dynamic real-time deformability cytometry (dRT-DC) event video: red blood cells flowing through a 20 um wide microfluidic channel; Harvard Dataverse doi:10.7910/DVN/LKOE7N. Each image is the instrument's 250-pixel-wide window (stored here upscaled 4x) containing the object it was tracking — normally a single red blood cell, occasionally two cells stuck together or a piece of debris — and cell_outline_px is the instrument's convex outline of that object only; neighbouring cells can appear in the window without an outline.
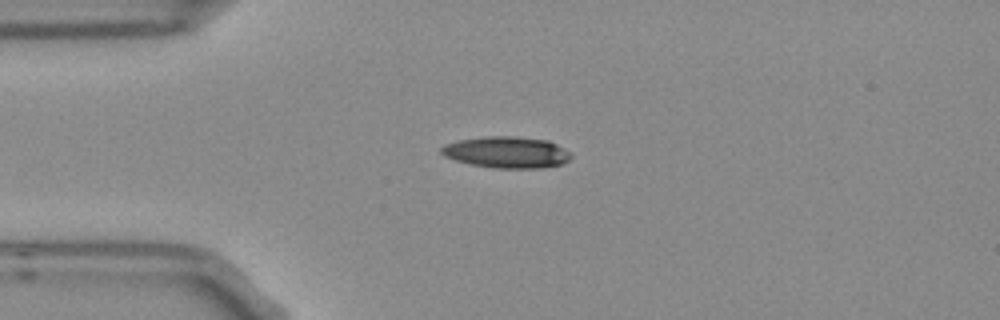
{"species": "Egyptian fruit bat (a non-hibernating species)", "species_latin": "Rousettus aegyptiacus", "temperature_condition": "room temperature", "stored_images_in_passage": 4, "camera_frame_rate_fps": 3000, "um_per_image_px": 0.085, "frame": {"image": 1, "passage_image": 4, "time_ms": 1.0, "image_size_px": [1000, 320], "cell_outline_px": [[572, 156], [568, 160], [560, 164], [544, 168], [496, 168], [472, 164], [456, 160], [444, 156], [440, 152], [440, 148], [444, 144], [456, 140], [484, 136], [516, 136], [548, 140], [564, 148]], "centroid_in_image_um": [43.04, 12.93], "position_along_channel_um": 42.0, "area_um2": 23.81}}